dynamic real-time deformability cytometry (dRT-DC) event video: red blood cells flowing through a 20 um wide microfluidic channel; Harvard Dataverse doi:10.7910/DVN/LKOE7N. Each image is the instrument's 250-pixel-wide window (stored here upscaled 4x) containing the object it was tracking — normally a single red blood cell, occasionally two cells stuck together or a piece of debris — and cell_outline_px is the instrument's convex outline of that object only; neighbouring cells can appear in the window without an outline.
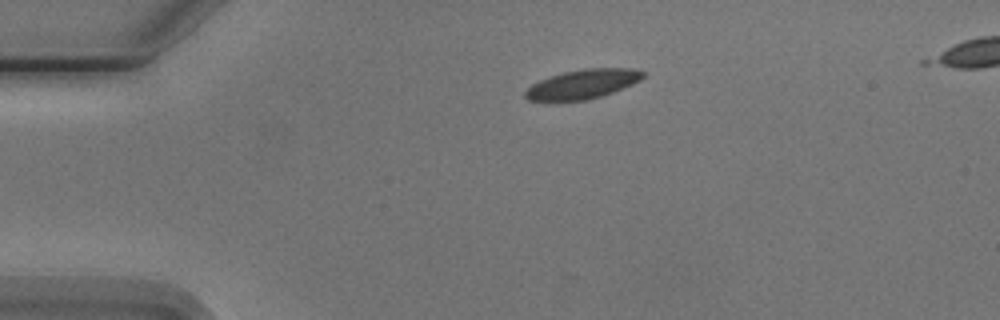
{"species": "Egyptian fruit bat (a non-hibernating species)", "species_latin": "Rousettus aegyptiacus", "temperature_condition": "cold", "stored_images_in_passage": 3, "camera_frame_rate_fps": 3000, "um_per_image_px": 0.085, "animal": {"sex": "male"}, "frame": {"image": 1, "passage_image": 1, "time_ms": 0.0, "image_size_px": [1000, 320], "cell_outline_px": [[648, 72], [640, 80], [632, 84], [612, 92], [588, 100], [528, 100], [524, 96], [524, 92], [532, 84], [540, 80], [564, 72], [584, 68], [632, 68]], "centroid_in_image_um": [49.57, 7.13], "position_along_channel_um": 35.4, "area_um2": 19.88}}